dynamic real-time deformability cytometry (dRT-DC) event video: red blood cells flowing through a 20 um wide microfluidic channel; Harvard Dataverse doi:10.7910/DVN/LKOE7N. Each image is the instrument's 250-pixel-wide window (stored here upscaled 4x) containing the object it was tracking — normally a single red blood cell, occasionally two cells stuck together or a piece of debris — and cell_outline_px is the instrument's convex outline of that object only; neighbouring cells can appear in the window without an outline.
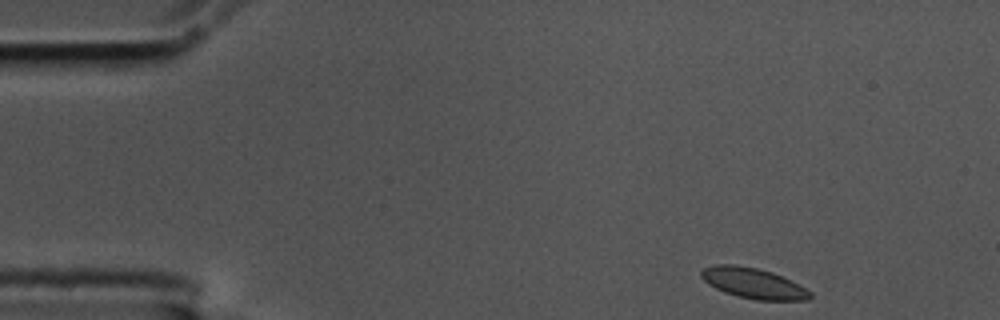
{"species": "common noctule bat (a hibernating species)", "species_latin": "Nyctalus noctula", "temperature_condition": "cold", "stored_images_in_passage": 52, "camera_frame_rate_fps": 3000, "um_per_image_px": 0.085, "animal": {"sex": "male", "body_mass_g": 17.5, "forearm_length_mm": 52.3}, "frame": {"image": 1, "passage_image": 1, "time_ms": 0.0, "image_size_px": [1000, 320], "cell_outline_px": [[812, 296], [808, 300], [756, 300], [724, 292], [708, 284], [700, 276], [700, 272], [704, 268], [716, 264], [732, 264], [756, 268], [772, 272], [812, 292]], "centroid_in_image_um": [64.0, 24.07], "position_along_channel_um": 21.0, "area_um2": 19.02}}
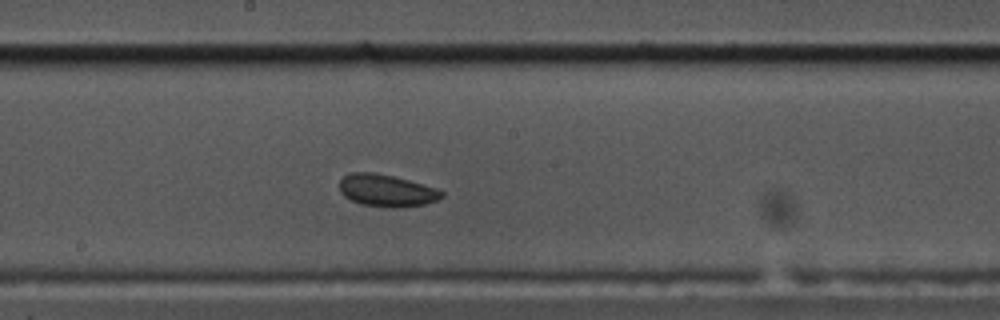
{"frame": {"image": 2, "passage_image": 25, "time_ms": 8.0, "image_size_px": [1000, 320], "cell_outline_px": [[444, 196], [436, 200], [424, 204], [400, 208], [388, 208], [360, 204], [344, 196], [340, 192], [340, 180], [348, 172], [372, 172], [392, 176], [408, 180], [436, 188], [444, 192]], "centroid_in_image_um": [32.84, 16.2], "position_along_channel_um": 215.4, "area_um2": 19.19}}
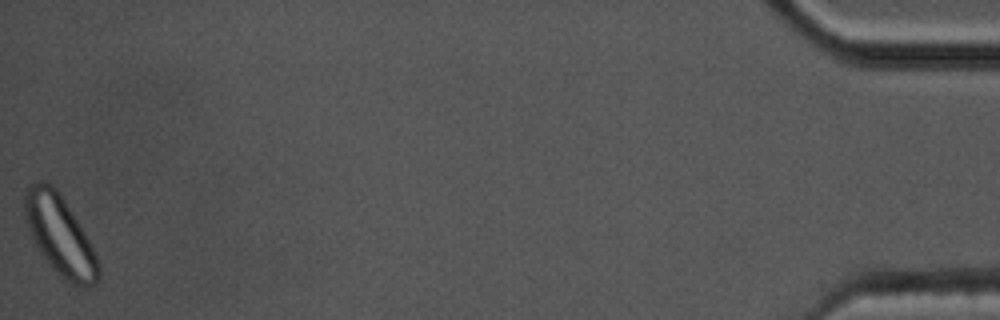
{"frame": {"image": 3, "passage_image": 52, "time_ms": 17.0, "image_size_px": [1000, 320], "cell_outline_px": [[100, 276], [96, 284], [76, 284], [64, 280], [48, 264], [40, 252], [28, 228], [24, 216], [24, 192], [28, 184], [36, 180], [40, 180], [56, 188], [64, 200], [84, 232], [100, 264]], "centroid_in_image_um": [5.05, 19.97], "position_along_channel_um": 430.1, "area_um2": 33.64}, "authors_computed_cell_mechanics": {"area_um2": 19.1029, "velocity_mm_per_s": 3.4658, "shape_relaxation_time_tau1_ms": null, "shape_relaxation_time_tau2_ms": 10.556, "deformation_change_tau1": null, "deformation_change_tau2": 0.0967}}